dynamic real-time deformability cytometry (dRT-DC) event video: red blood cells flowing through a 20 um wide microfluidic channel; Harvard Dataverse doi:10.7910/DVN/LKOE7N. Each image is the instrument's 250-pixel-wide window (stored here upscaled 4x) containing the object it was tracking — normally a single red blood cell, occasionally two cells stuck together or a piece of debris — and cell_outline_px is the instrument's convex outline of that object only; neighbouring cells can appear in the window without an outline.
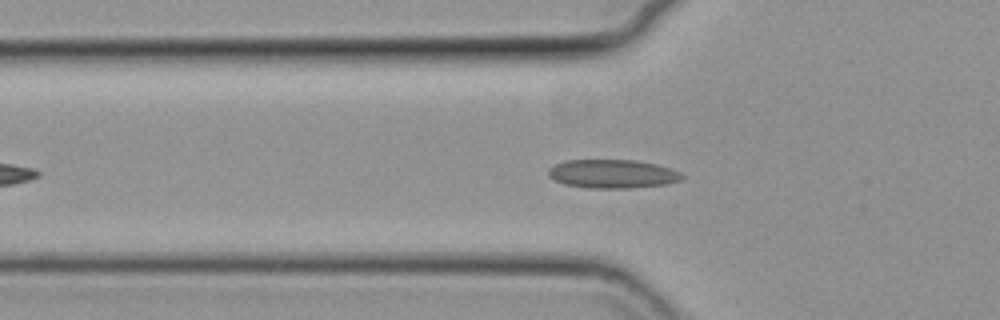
{"species": "common noctule bat (a hibernating species)", "species_latin": "Nyctalus noctula", "temperature_condition": "cold", "stored_images_in_passage": 44, "camera_frame_rate_fps": 3000, "um_per_image_px": 0.085, "animal": {"sex": "female", "body_mass_g": 19.3, "forearm_length_mm": 54.1}, "frame": {"image": 1, "passage_image": 11, "time_ms": 3.333, "image_size_px": [1000, 320], "cell_outline_px": [[684, 176], [680, 180], [664, 184], [628, 188], [588, 188], [564, 184], [548, 176], [548, 168], [564, 160], [636, 160], [656, 164], [680, 172]], "centroid_in_image_um": [52.02, 14.77], "position_along_channel_um": 73.8, "area_um2": 22.2}}
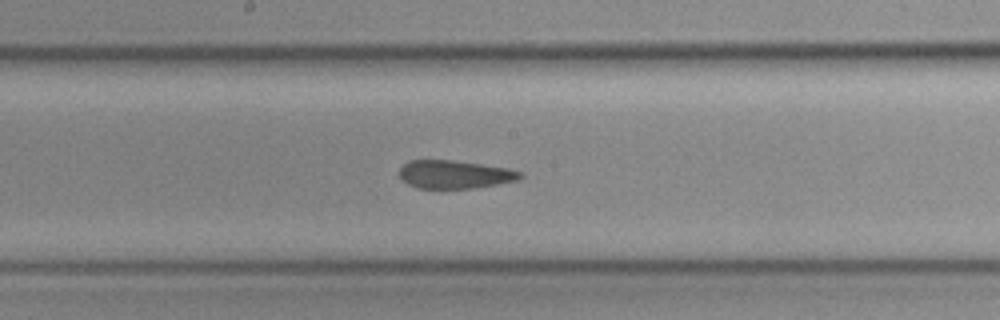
{"frame": {"image": 2, "passage_image": 22, "time_ms": 7.0, "image_size_px": [1000, 320], "cell_outline_px": [[524, 176], [516, 180], [496, 184], [472, 188], [416, 188], [408, 184], [400, 176], [400, 168], [408, 160], [452, 160], [508, 168], [520, 172]], "centroid_in_image_um": [38.62, 14.82], "position_along_channel_um": 209.6, "area_um2": 19.59}}
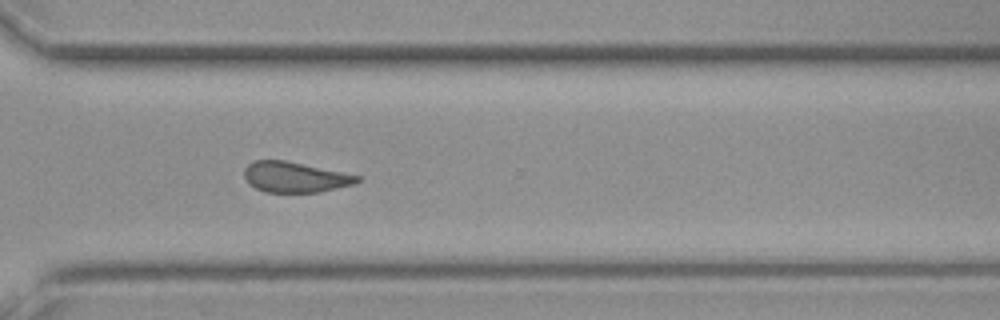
{"frame": {"image": 3, "passage_image": 33, "time_ms": 10.667, "image_size_px": [1000, 320], "cell_outline_px": [[364, 180], [352, 184], [320, 192], [264, 192], [248, 184], [244, 176], [244, 168], [252, 160], [284, 160], [364, 176]], "centroid_in_image_um": [25.09, 15.05], "position_along_channel_um": 345.5, "area_um2": 20.29}, "authors_computed_cell_mechanics": {"area_um2": 21.0103, "velocity_mm_per_s": 3.7005, "shape_relaxation_time_tau1_ms": null, "shape_relaxation_time_tau2_ms": 2.8268, "deformation_change_tau1": null, "deformation_change_tau2": 0.071}}